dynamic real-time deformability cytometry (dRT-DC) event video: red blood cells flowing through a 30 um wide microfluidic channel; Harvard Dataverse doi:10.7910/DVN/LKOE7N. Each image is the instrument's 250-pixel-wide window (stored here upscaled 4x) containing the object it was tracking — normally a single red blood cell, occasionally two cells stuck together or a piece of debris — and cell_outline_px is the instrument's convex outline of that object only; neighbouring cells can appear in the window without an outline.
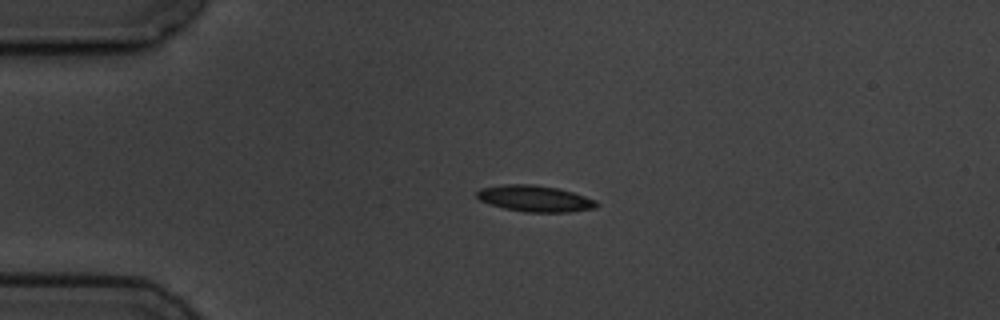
{"species": "common noctule bat (a hibernating species)", "species_latin": "Nyctalus noctula", "temperature_condition": "cold", "stored_images_in_passage": 5, "camera_frame_rate_fps": 3000, "um_per_image_px": 0.085, "animal": {"sex": "male", "body_mass_g": 19.5, "forearm_length_mm": 54.6}, "frame": {"image": 1, "passage_image": 3, "time_ms": 2.333, "image_size_px": [1000, 320], "cell_outline_px": [[600, 204], [596, 208], [568, 212], [524, 212], [504, 208], [488, 204], [480, 200], [476, 196], [476, 192], [480, 188], [504, 184], [532, 184], [556, 188], [572, 192], [596, 200]], "centroid_in_image_um": [45.45, 16.88], "position_along_channel_um": 39.6, "area_um2": 18.38}}
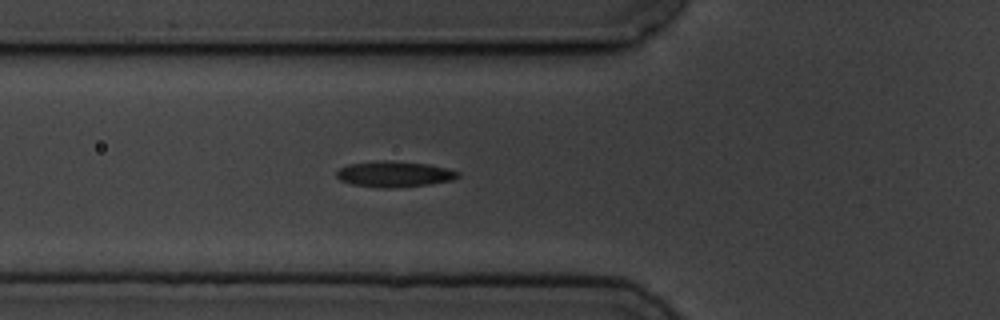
{"frame": {"image": 2, "passage_image": 5, "time_ms": 4.667, "image_size_px": [1000, 320], "cell_outline_px": [[460, 176], [452, 180], [428, 184], [396, 188], [380, 188], [352, 184], [340, 180], [336, 176], [336, 172], [340, 168], [348, 164], [384, 160], [388, 160], [428, 164], [460, 172]], "centroid_in_image_um": [33.5, 14.8], "position_along_channel_um": 92.3, "area_um2": 18.21}}